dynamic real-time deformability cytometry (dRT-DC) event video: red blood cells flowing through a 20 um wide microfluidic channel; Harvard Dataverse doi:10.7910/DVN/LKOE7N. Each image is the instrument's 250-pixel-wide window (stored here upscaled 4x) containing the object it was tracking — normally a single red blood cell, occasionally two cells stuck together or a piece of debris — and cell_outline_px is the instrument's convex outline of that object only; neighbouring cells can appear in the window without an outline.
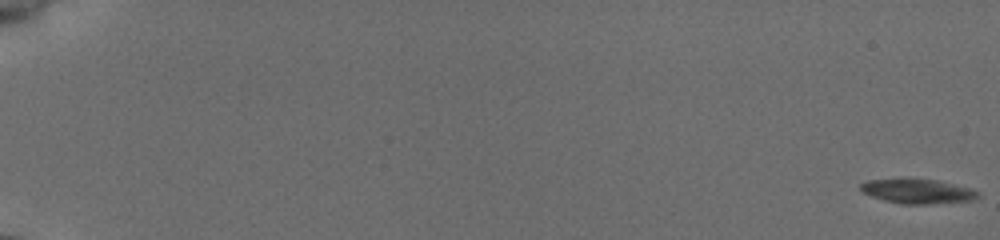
{"species": "common noctule bat (a hibernating species)", "species_latin": "Nyctalus noctula", "temperature_condition": "cold", "stored_images_in_passage": 57, "camera_frame_rate_fps": 3000, "um_per_image_px": 0.085, "animal": {"sex": "female", "body_mass_g": 19.5, "forearm_length_mm": 54.1}, "frame": {"image": 1, "passage_image": 1, "time_ms": 0.0, "image_size_px": [1000, 240], "cell_outline_px": [[980, 196], [972, 200], [924, 204], [900, 204], [884, 200], [872, 196], [864, 192], [860, 188], [860, 184], [868, 180], [936, 180], [972, 188]], "centroid_in_image_um": [78.01, 16.27], "position_along_channel_um": 7.0, "area_um2": 16.18}}
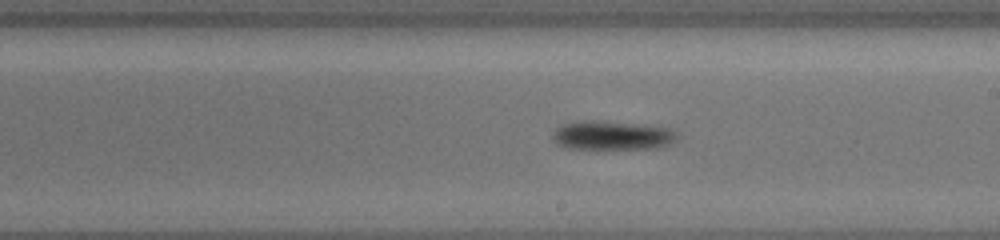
{"frame": {"image": 2, "passage_image": 36, "time_ms": 11.667, "image_size_px": [1000, 240], "cell_outline_px": [[676, 140], [660, 148], [596, 152], [568, 148], [556, 144], [552, 136], [552, 132], [556, 128], [564, 124], [588, 120], [592, 120], [668, 128], [676, 132]], "centroid_in_image_um": [51.97, 11.59], "position_along_channel_um": 237.0, "area_um2": 21.79}}
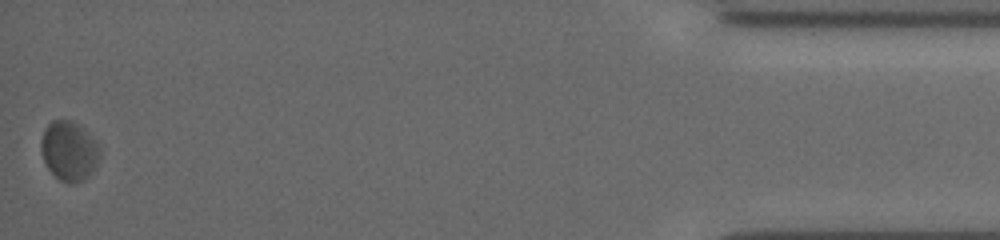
{"frame": {"image": 3, "passage_image": 57, "time_ms": 18.667, "image_size_px": [1000, 240], "cell_outline_px": [[100, 156], [92, 172], [84, 180], [76, 184], [68, 184], [60, 180], [48, 168], [40, 152], [40, 144], [44, 128], [52, 120], [72, 120], [80, 124], [100, 148]], "centroid_in_image_um": [5.86, 12.83], "position_along_channel_um": 429.3, "area_um2": 20.52}, "authors_computed_cell_mechanics": {"area_um2": 18.8428, "velocity_mm_per_s": 3.8054, "shape_relaxation_time_tau1_ms": 5.4495, "shape_relaxation_time_tau2_ms": null, "deformation_change_tau1": 0.1449, "deformation_change_tau2": null}}